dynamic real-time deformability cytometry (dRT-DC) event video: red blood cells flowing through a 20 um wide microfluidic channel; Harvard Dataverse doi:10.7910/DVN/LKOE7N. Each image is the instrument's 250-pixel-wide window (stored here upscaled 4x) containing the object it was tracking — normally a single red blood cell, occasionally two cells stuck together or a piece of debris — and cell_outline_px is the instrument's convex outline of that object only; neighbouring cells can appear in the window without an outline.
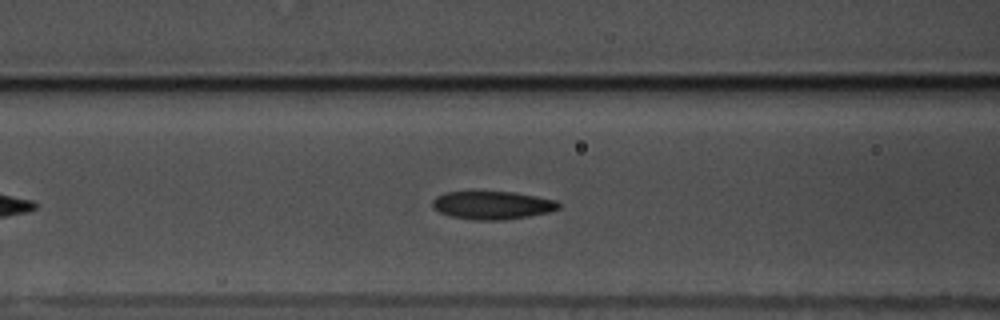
{"species": "common noctule bat (a hibernating species)", "species_latin": "Nyctalus noctula", "temperature_condition": "warm", "stored_images_in_passage": 43, "camera_frame_rate_fps": 3000, "um_per_image_px": 0.085, "animal": {"sex": "male", "body_mass_g": 17.5, "forearm_length_mm": 52.3}, "frame": {"image": 1, "passage_image": 12, "time_ms": 3.667, "image_size_px": [1000, 320], "cell_outline_px": [[560, 208], [548, 212], [528, 216], [500, 220], [476, 220], [448, 216], [432, 208], [432, 200], [436, 196], [444, 192], [512, 192], [536, 196], [556, 200], [560, 204]], "centroid_in_image_um": [41.81, 17.44], "position_along_channel_um": 124.8, "area_um2": 20.63}}
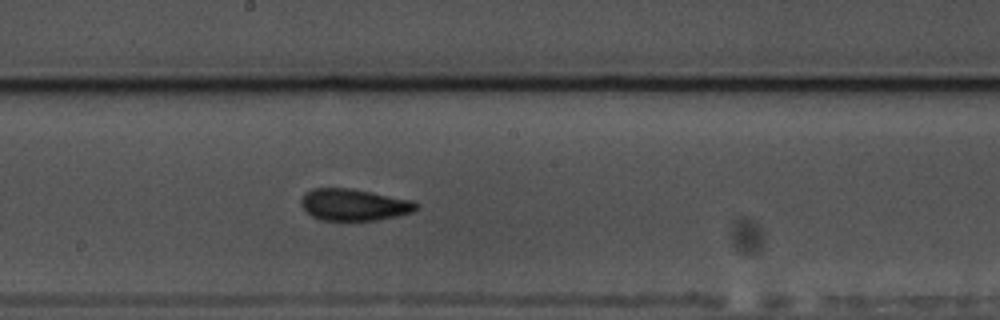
{"frame": {"image": 2, "passage_image": 20, "time_ms": 6.333, "image_size_px": [1000, 320], "cell_outline_px": [[416, 208], [412, 212], [396, 216], [376, 220], [320, 220], [312, 216], [300, 204], [300, 200], [312, 188], [348, 188], [412, 200], [416, 204]], "centroid_in_image_um": [30.06, 17.41], "position_along_channel_um": 218.1, "area_um2": 20.87}}
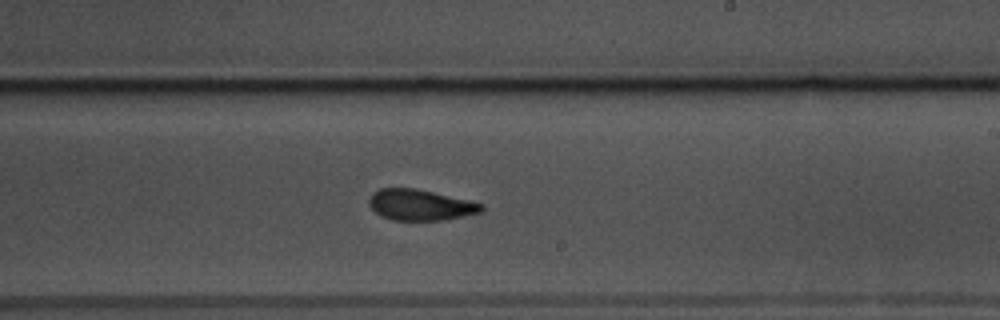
{"frame": {"image": 3, "passage_image": 23, "time_ms": 7.333, "image_size_px": [1000, 320], "cell_outline_px": [[484, 208], [480, 212], [444, 220], [392, 220], [380, 216], [368, 204], [368, 200], [372, 192], [380, 188], [412, 188], [432, 192], [484, 204]], "centroid_in_image_um": [35.67, 17.42], "position_along_channel_um": 253.3, "area_um2": 20.06}, "authors_computed_cell_mechanics": {"area_um2": 20.7502, "velocity_mm_per_s": 3.5209, "shape_relaxation_time_tau1_ms": 7.561, "shape_relaxation_time_tau2_ms": 2.3682, "deformation_change_tau1": 0.1699, "deformation_change_tau2": 0.0946}}